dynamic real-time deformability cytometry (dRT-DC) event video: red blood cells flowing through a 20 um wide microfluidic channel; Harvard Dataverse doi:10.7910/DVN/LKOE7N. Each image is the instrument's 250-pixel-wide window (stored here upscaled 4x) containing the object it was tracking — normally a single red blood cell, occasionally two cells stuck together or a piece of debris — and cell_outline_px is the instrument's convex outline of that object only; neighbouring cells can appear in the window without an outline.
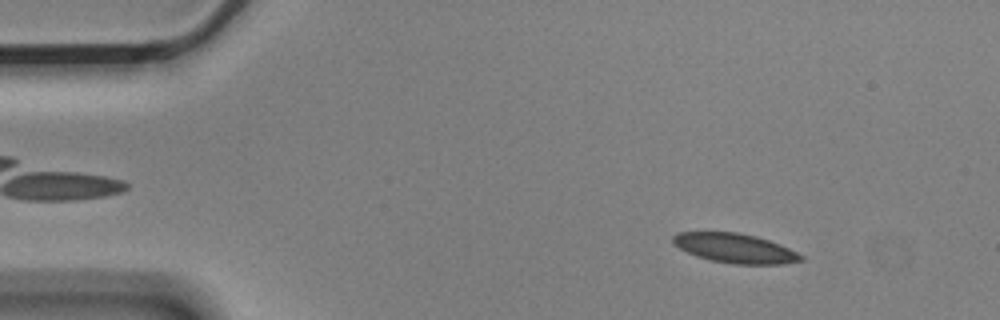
{"species": "Egyptian fruit bat (a non-hibernating species)", "species_latin": "Rousettus aegyptiacus", "temperature_condition": "cold", "stored_images_in_passage": 4, "camera_frame_rate_fps": 3000, "um_per_image_px": 0.085, "animal": {"sex": "male"}, "frame": {"image": 1, "passage_image": 1, "time_ms": 0.0, "image_size_px": [1000, 320], "cell_outline_px": [[804, 260], [784, 264], [732, 264], [712, 260], [696, 256], [672, 244], [672, 236], [680, 232], [736, 232], [756, 236], [780, 244], [804, 256]], "centroid_in_image_um": [62.48, 21.1], "position_along_channel_um": 22.5, "area_um2": 21.91}}
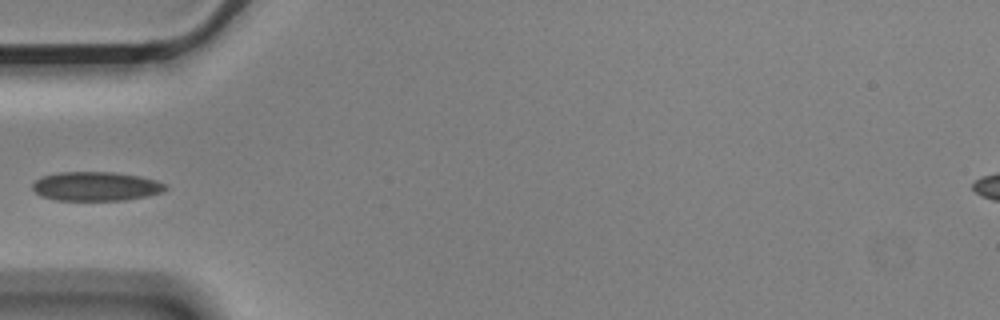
{"frame": {"image": 2, "passage_image": 4, "time_ms": 1.0, "image_size_px": [1000, 320], "cell_outline_px": [[168, 188], [164, 192], [124, 200], [56, 200], [40, 196], [32, 188], [32, 184], [36, 180], [44, 176], [60, 172], [112, 172], [140, 176], [156, 180], [164, 184]], "centroid_in_image_um": [8.15, 15.84], "position_along_channel_um": 76.8, "area_um2": 22.43}}